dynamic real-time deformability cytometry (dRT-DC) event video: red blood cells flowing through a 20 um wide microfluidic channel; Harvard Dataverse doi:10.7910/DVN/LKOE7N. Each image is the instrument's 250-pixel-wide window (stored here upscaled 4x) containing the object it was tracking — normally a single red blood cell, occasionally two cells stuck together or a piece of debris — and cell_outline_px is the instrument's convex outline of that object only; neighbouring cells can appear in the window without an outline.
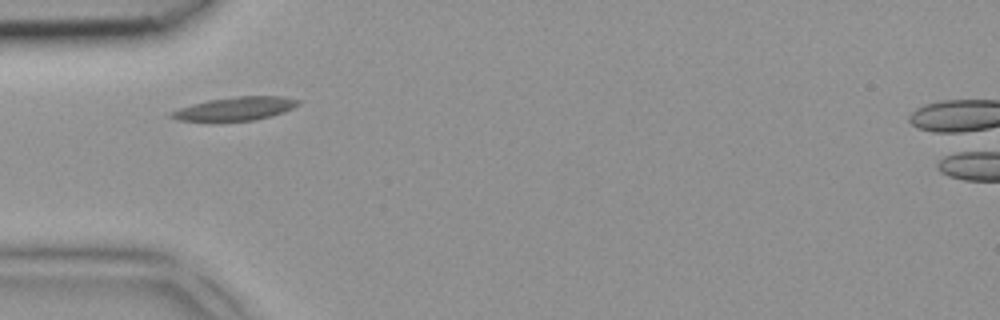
{"species": "common noctule bat (a hibernating species)", "species_latin": "Nyctalus noctula", "temperature_condition": "room temperature", "stored_images_in_passage": 3, "camera_frame_rate_fps": 3000, "um_per_image_px": 0.085, "animal": {"sex": "female", "body_mass_g": 18.4}, "frame": {"image": 1, "passage_image": 2, "time_ms": 0.333, "image_size_px": [1000, 320], "cell_outline_px": [[300, 104], [284, 112], [256, 120], [220, 124], [208, 124], [176, 120], [168, 116], [168, 112], [192, 104], [208, 100], [236, 96], [280, 96], [300, 100]], "centroid_in_image_um": [19.87, 9.3], "position_along_channel_um": 65.1, "area_um2": 18.44}}